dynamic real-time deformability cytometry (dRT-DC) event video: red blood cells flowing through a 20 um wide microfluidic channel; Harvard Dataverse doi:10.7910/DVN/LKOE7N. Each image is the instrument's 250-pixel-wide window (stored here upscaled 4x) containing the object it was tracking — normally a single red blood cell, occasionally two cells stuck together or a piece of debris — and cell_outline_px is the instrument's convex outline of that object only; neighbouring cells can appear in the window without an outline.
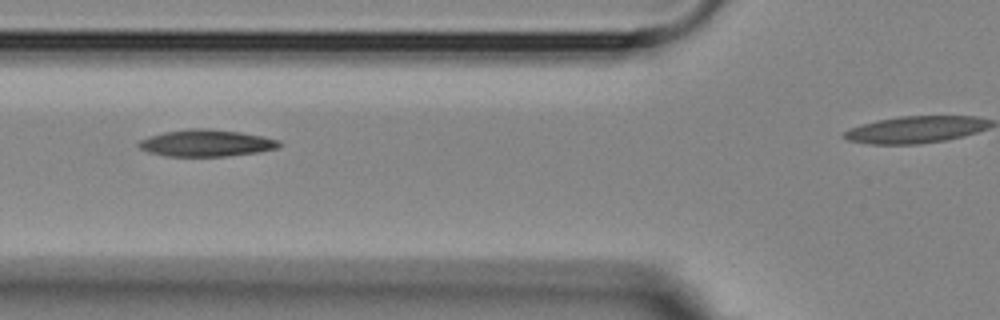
{"species": "Egyptian fruit bat (a non-hibernating species)", "species_latin": "Rousettus aegyptiacus", "temperature_condition": "room temperature", "stored_images_in_passage": 4, "camera_frame_rate_fps": 3000, "um_per_image_px": 0.085, "animal": {"sex": "female"}, "frame": {"image": 1, "passage_image": 3, "time_ms": 3.0, "image_size_px": [1000, 320], "cell_outline_px": [[280, 144], [276, 148], [256, 152], [224, 156], [164, 156], [148, 152], [140, 148], [136, 144], [140, 140], [148, 136], [164, 132], [188, 128], [208, 128], [240, 132], [264, 136], [280, 140]], "centroid_in_image_um": [17.48, 12.15], "position_along_channel_um": 108.3, "area_um2": 21.96}}